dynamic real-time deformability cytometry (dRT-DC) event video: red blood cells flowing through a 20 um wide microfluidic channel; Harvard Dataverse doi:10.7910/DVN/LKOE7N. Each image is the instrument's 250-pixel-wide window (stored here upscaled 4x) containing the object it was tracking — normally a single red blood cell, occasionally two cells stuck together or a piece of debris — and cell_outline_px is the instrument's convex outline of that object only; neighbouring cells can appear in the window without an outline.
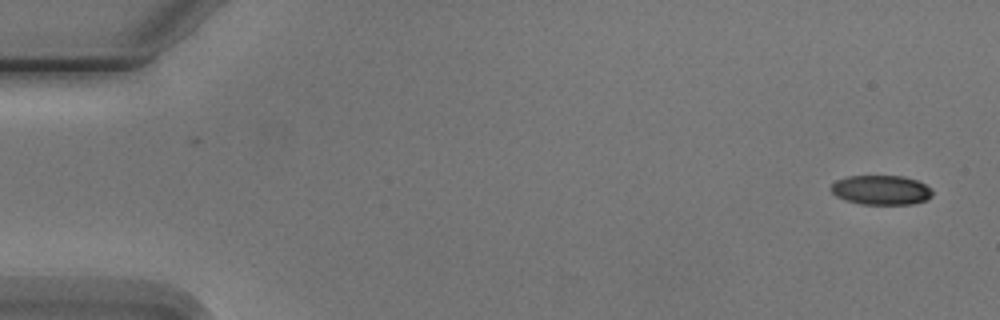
{"species": "Egyptian fruit bat (a non-hibernating species)", "species_latin": "Rousettus aegyptiacus", "temperature_condition": "cold", "stored_images_in_passage": 6, "camera_frame_rate_fps": 3000, "um_per_image_px": 0.085, "animal": {"sex": "male"}, "frame": {"image": 1, "passage_image": 1, "time_ms": 0.0, "image_size_px": [1000, 320], "cell_outline_px": [[932, 196], [924, 200], [912, 204], [860, 204], [844, 200], [836, 196], [832, 192], [832, 184], [836, 180], [848, 176], [904, 176], [916, 180], [932, 188]], "centroid_in_image_um": [74.89, 16.15], "position_along_channel_um": 10.1, "area_um2": 17.4}}